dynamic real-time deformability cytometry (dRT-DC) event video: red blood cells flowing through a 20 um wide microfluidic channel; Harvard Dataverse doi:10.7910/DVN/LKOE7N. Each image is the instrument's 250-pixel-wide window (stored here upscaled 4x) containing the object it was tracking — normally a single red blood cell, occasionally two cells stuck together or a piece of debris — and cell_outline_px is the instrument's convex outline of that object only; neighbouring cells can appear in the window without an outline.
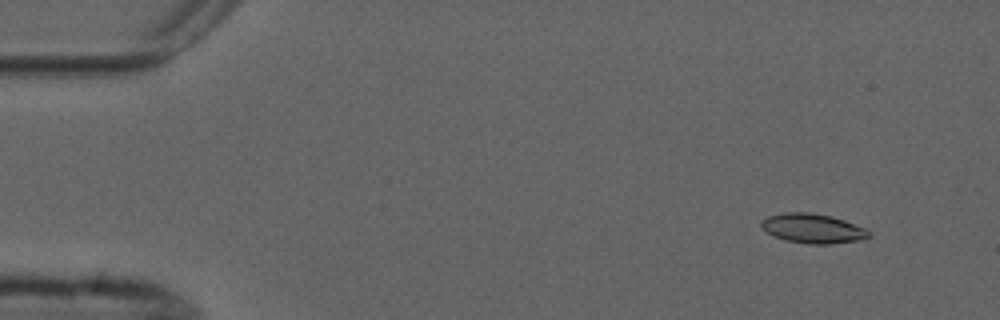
{"species": "common noctule bat (a hibernating species)", "species_latin": "Nyctalus noctula", "temperature_condition": "cold", "stored_images_in_passage": 4, "camera_frame_rate_fps": 3000, "um_per_image_px": 0.085, "animal": {"sex": "male", "forearm_length_mm": 52.5}, "frame": {"image": 1, "passage_image": 1, "time_ms": 0.0, "image_size_px": [1000, 320], "cell_outline_px": [[872, 236], [864, 240], [828, 244], [812, 244], [784, 240], [772, 236], [760, 224], [760, 220], [768, 216], [784, 212], [812, 212], [832, 216], [844, 220], [864, 228]], "centroid_in_image_um": [69.08, 19.41], "position_along_channel_um": 15.9, "area_um2": 18.61}}
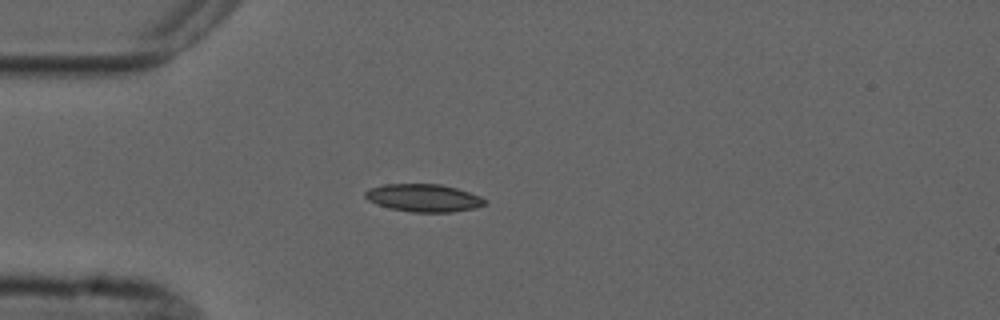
{"frame": {"image": 2, "passage_image": 4, "time_ms": 3.333, "image_size_px": [1000, 320], "cell_outline_px": [[488, 204], [472, 208], [452, 212], [412, 212], [388, 208], [376, 204], [368, 200], [364, 196], [364, 192], [368, 188], [384, 184], [440, 184], [456, 188], [480, 196], [488, 200]], "centroid_in_image_um": [35.99, 16.82], "position_along_channel_um": 49.0, "area_um2": 19.42}}